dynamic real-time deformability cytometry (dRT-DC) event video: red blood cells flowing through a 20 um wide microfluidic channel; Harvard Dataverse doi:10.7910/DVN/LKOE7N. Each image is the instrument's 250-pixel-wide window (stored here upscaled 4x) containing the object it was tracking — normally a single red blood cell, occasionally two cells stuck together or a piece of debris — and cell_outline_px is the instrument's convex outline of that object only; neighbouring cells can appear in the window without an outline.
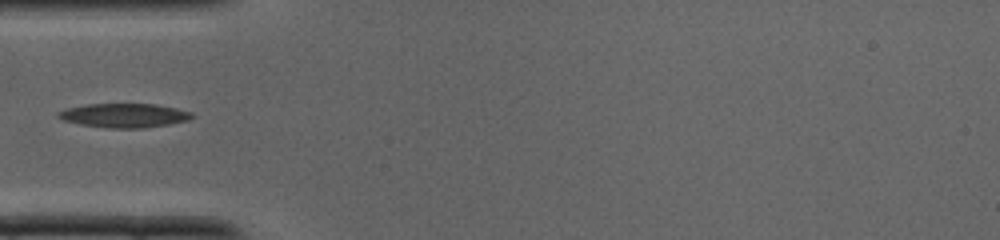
{"species": "common noctule bat (a hibernating species)", "species_latin": "Nyctalus noctula", "temperature_condition": "cold", "stored_images_in_passage": 24, "camera_frame_rate_fps": 3000, "um_per_image_px": 0.085, "animal": {"sex": "male", "body_mass_g": 19.0, "forearm_length_mm": 50.8}, "frame": {"image": 1, "passage_image": 1, "time_ms": 0.0, "image_size_px": [1000, 240], "cell_outline_px": [[196, 116], [188, 120], [168, 124], [144, 128], [112, 128], [80, 124], [64, 120], [56, 116], [56, 112], [68, 108], [88, 104], [156, 104], [176, 108], [192, 112]], "centroid_in_image_um": [10.58, 9.81], "position_along_channel_um": 74.4, "area_um2": 18.67}}
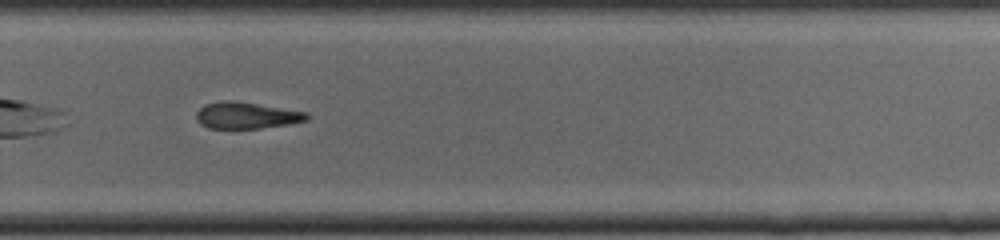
{"frame": {"image": 2, "passage_image": 14, "time_ms": 4.333, "image_size_px": [1000, 240], "cell_outline_px": [[308, 120], [288, 124], [260, 128], [208, 128], [200, 124], [196, 120], [196, 112], [204, 104], [224, 100], [236, 100], [308, 112]], "centroid_in_image_um": [20.93, 9.8], "position_along_channel_um": 308.9, "area_um2": 17.22}}